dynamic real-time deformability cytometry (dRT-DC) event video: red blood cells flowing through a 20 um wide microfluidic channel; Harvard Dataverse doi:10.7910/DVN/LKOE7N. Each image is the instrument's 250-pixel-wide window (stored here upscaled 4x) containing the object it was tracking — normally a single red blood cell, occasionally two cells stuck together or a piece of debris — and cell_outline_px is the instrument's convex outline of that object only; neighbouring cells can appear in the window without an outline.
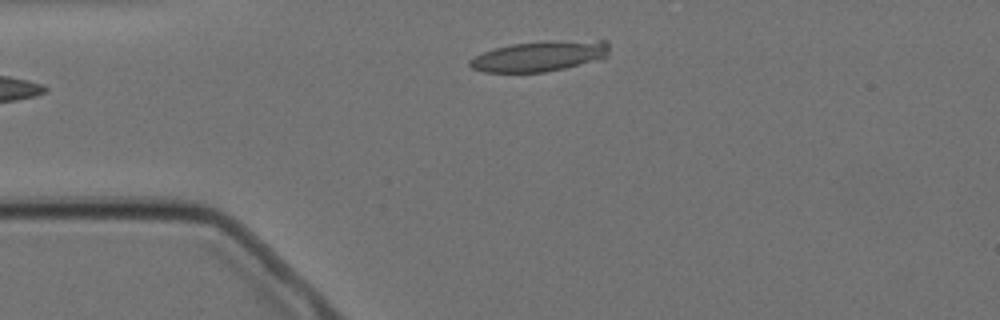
{"species": "Egyptian fruit bat (a non-hibernating species)", "species_latin": "Rousettus aegyptiacus", "temperature_condition": "cold", "stored_images_in_passage": 2, "camera_frame_rate_fps": 3000, "um_per_image_px": 0.085, "animal": {"sex": "female"}, "frame": {"image": 1, "passage_image": 2, "time_ms": 1.0, "image_size_px": [1000, 320], "cell_outline_px": [[608, 52], [604, 60], [544, 72], [484, 72], [472, 68], [468, 64], [468, 60], [484, 52], [496, 48], [512, 44], [600, 40], [608, 40]], "centroid_in_image_um": [45.9, 4.8], "position_along_channel_um": 39.1, "area_um2": 24.28}}